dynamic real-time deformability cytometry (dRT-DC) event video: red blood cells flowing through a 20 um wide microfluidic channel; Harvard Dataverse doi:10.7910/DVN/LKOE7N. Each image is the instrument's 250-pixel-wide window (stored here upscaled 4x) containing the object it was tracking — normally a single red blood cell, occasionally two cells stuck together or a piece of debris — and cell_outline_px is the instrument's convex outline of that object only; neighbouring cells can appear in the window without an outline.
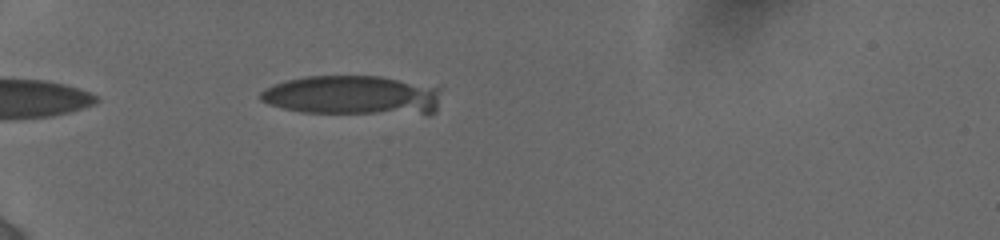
{"species": "human", "species_latin": "Homo sapiens", "temperature_condition": "cold", "stored_images_in_passage": 4, "camera_frame_rate_fps": 3000, "um_per_image_px": 0.085, "donor": {"sex": "female"}, "frame": {"image": 1, "passage_image": 1, "time_ms": 0.0, "image_size_px": [1000, 240], "cell_outline_px": [[440, 88], [436, 112], [428, 116], [300, 112], [268, 104], [260, 100], [260, 92], [264, 88], [272, 84], [284, 80], [304, 76], [380, 76]], "centroid_in_image_um": [29.98, 8.14], "position_along_channel_um": 55.0, "area_um2": 42.54}}